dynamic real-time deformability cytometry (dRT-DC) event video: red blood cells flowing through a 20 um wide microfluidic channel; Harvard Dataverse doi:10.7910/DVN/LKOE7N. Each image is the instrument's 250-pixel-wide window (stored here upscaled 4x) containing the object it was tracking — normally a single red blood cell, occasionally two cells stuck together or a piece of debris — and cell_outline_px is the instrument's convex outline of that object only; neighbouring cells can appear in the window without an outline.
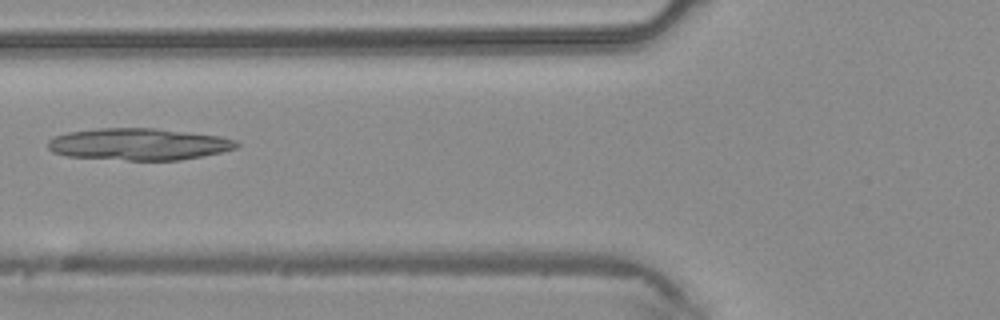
{"species": "common noctule bat (a hibernating species)", "species_latin": "Nyctalus noctula", "temperature_condition": "warm", "stored_images_in_passage": 30, "camera_frame_rate_fps": 3000, "um_per_image_px": 0.085, "animal": {"sex": "male", "body_mass_g": 20.4}, "frame": {"image": 1, "passage_image": 4, "time_ms": 1.0, "image_size_px": [1000, 320], "cell_outline_px": [[240, 144], [236, 148], [204, 156], [180, 160], [128, 160], [68, 156], [52, 152], [48, 148], [48, 140], [56, 136], [68, 132], [96, 128], [156, 128], [220, 136], [236, 140]], "centroid_in_image_um": [11.8, 12.25], "position_along_channel_um": 114.0, "area_um2": 35.03}}
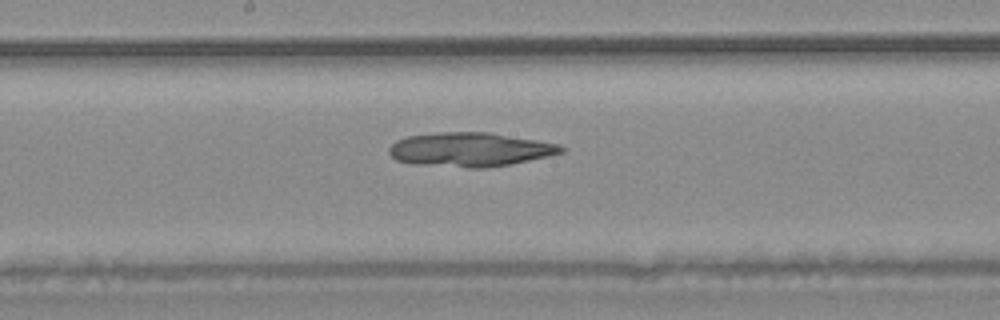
{"frame": {"image": 2, "passage_image": 10, "time_ms": 3.0, "image_size_px": [1000, 320], "cell_outline_px": [[564, 152], [548, 156], [508, 164], [484, 168], [468, 168], [412, 164], [396, 160], [388, 152], [388, 148], [396, 140], [408, 136], [440, 132], [488, 132], [560, 144], [564, 148]], "centroid_in_image_um": [39.91, 12.71], "position_along_channel_um": 208.3, "area_um2": 34.1}}
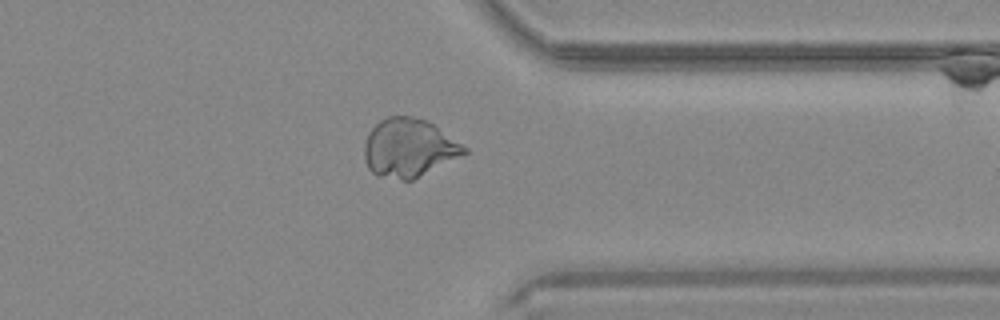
{"frame": {"image": 3, "passage_image": 21, "time_ms": 6.667, "image_size_px": [1000, 320], "cell_outline_px": [[468, 152], [412, 180], [400, 180], [376, 176], [368, 168], [364, 160], [364, 144], [368, 132], [380, 120], [388, 116], [412, 116], [428, 120], [468, 148]], "centroid_in_image_um": [34.72, 12.57], "position_along_channel_um": 376.7, "area_um2": 34.1}}